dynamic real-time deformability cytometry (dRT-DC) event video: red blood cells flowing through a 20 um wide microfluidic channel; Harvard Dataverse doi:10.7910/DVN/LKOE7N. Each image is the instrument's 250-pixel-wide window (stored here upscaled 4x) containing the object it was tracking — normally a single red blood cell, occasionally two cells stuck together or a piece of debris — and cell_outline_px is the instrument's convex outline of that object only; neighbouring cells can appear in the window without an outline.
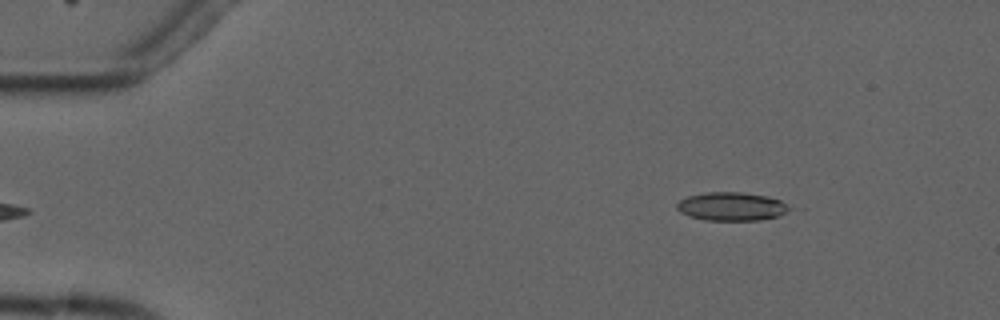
{"species": "common noctule bat (a hibernating species)", "species_latin": "Nyctalus noctula", "temperature_condition": "cold", "stored_images_in_passage": 3, "segment_of_instrument_passage": [2, 2], "camera_frame_rate_fps": 3000, "um_per_image_px": 0.085, "animal": {"sex": "male", "forearm_length_mm": 52.5}, "frame": {"image": 1, "passage_image": 3, "time_ms": 3.333, "image_size_px": [1000, 320], "cell_outline_px": [[792, 208], [776, 216], [760, 220], [704, 220], [688, 216], [680, 212], [676, 208], [676, 204], [680, 200], [688, 196], [704, 192], [740, 192], [764, 196], [780, 200]], "centroid_in_image_um": [62.12, 17.55], "position_along_channel_um": 22.9, "area_um2": 18.5}}